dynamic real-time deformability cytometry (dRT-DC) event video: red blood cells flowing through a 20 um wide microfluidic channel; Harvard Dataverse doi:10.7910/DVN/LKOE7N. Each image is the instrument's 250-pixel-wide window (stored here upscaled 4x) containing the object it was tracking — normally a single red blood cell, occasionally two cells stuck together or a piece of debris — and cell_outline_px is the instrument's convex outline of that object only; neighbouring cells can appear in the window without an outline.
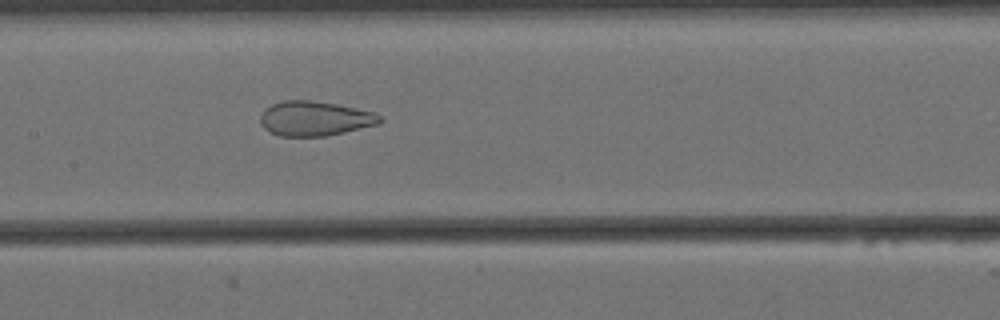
{"species": "Egyptian fruit bat (a non-hibernating species)", "species_latin": "Rousettus aegyptiacus", "temperature_condition": "cold", "stored_images_in_passage": 56, "camera_frame_rate_fps": 3000, "um_per_image_px": 0.085, "animal": {"sex": "female"}, "frame": {"image": 1, "passage_image": 25, "time_ms": 8.0, "image_size_px": [1000, 320], "cell_outline_px": [[384, 120], [380, 124], [344, 132], [324, 136], [280, 136], [268, 132], [264, 128], [260, 120], [260, 116], [272, 104], [284, 100], [308, 100], [336, 104], [376, 112]], "centroid_in_image_um": [26.79, 10.08], "position_along_channel_um": 180.6, "area_um2": 24.1}}
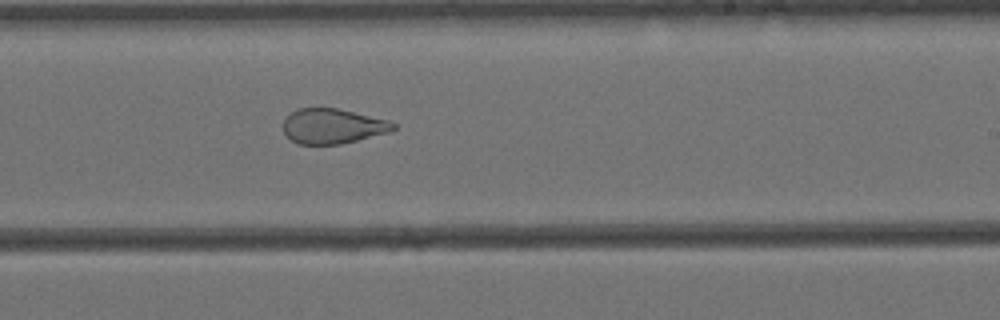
{"frame": {"image": 2, "passage_image": 32, "time_ms": 10.333, "image_size_px": [1000, 320], "cell_outline_px": [[396, 128], [388, 132], [340, 144], [300, 144], [292, 140], [284, 132], [284, 120], [296, 108], [336, 108], [388, 120], [396, 124]], "centroid_in_image_um": [28.27, 10.72], "position_along_channel_um": 260.7, "area_um2": 22.08}}
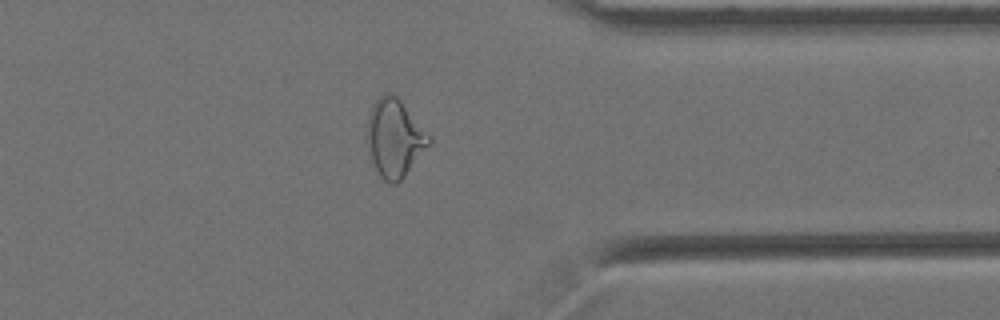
{"frame": {"image": 3, "passage_image": 43, "time_ms": 14.0, "image_size_px": [1000, 320], "cell_outline_px": [[432, 140], [404, 176], [396, 184], [392, 184], [384, 180], [380, 176], [372, 160], [364, 136], [368, 116], [372, 104], [384, 92], [392, 92], [400, 100], [432, 136]], "centroid_in_image_um": [33.51, 11.69], "position_along_channel_um": 377.9, "area_um2": 28.15}, "authors_computed_cell_mechanics": {"area_um2": 29.1601, "velocity_mm_per_s": 3.458, "shape_relaxation_time_tau1_ms": null, "shape_relaxation_time_tau2_ms": 1.6757, "deformation_change_tau1": null, "deformation_change_tau2": 0.0852}}